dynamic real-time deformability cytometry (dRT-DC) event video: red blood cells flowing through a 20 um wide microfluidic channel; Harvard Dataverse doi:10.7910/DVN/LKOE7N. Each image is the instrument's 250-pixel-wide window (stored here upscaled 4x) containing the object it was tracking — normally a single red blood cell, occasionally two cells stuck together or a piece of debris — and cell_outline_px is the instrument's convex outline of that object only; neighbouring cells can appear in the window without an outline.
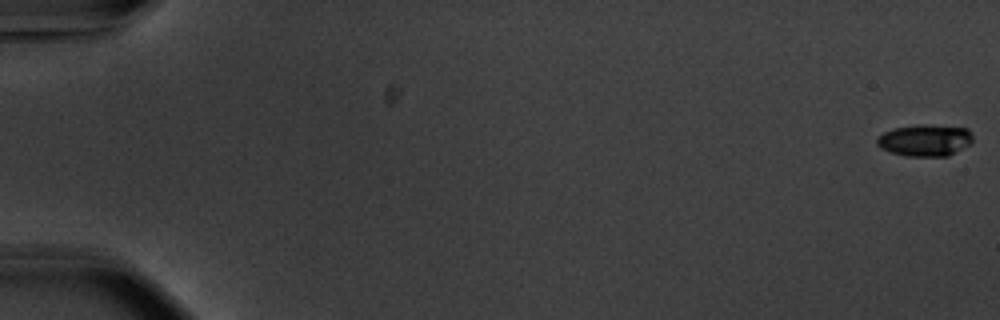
{"species": "common noctule bat (a hibernating species)", "species_latin": "Nyctalus noctula", "temperature_condition": "warm", "stored_images_in_passage": 56, "camera_frame_rate_fps": 3000, "um_per_image_px": 0.085, "animal": {"sex": "male", "body_mass_g": 20.1, "forearm_length_mm": 53.5}, "frame": {"image": 1, "passage_image": 1, "time_ms": 0.0, "image_size_px": [1000, 320], "cell_outline_px": [[972, 140], [968, 144], [948, 156], [908, 156], [892, 152], [880, 148], [876, 144], [876, 140], [884, 132], [892, 128], [920, 124], [924, 124], [968, 128], [972, 136]], "centroid_in_image_um": [78.6, 11.91], "position_along_channel_um": 6.4, "area_um2": 17.57}}
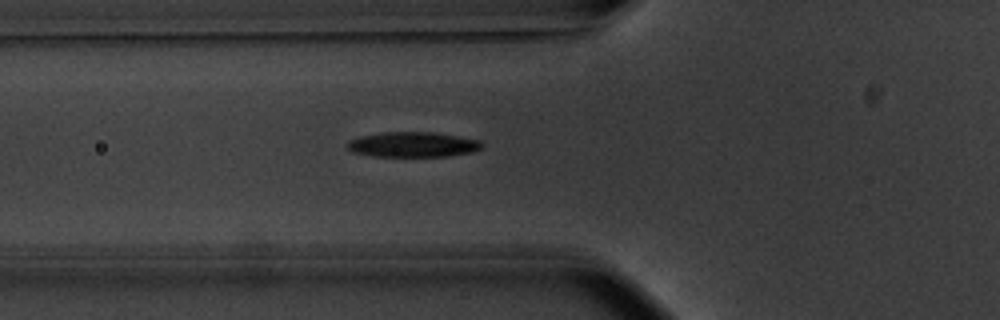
{"frame": {"image": 2, "passage_image": 22, "time_ms": 7.0, "image_size_px": [1000, 320], "cell_outline_px": [[484, 144], [480, 148], [472, 152], [448, 156], [376, 156], [352, 152], [348, 148], [348, 140], [360, 136], [380, 132], [432, 132], [480, 140]], "centroid_in_image_um": [35.08, 12.28], "position_along_channel_um": 90.7, "area_um2": 19.59}}
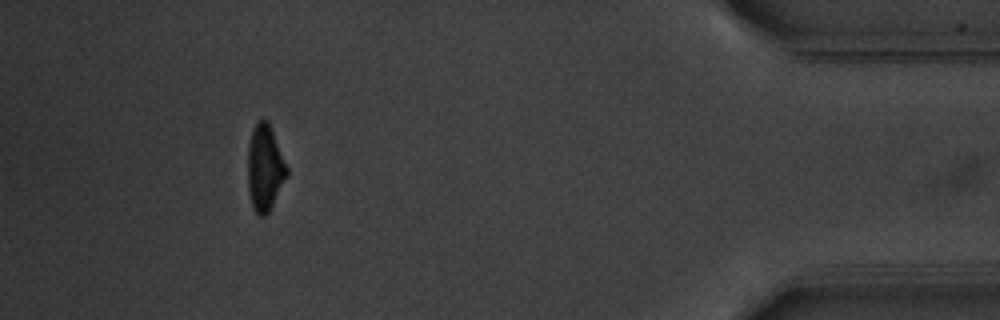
{"frame": {"image": 3, "passage_image": 52, "time_ms": 17.0, "image_size_px": [1000, 320], "cell_outline_px": [[288, 176], [268, 212], [264, 216], [260, 216], [256, 212], [252, 204], [248, 188], [248, 144], [252, 132], [256, 124], [260, 120], [268, 120], [288, 168]], "centroid_in_image_um": [22.52, 14.27], "position_along_channel_um": 412.7, "area_um2": 19.36}, "authors_computed_cell_mechanics": {"area_um2": 19.5942, "velocity_mm_per_s": 3.7292, "shape_relaxation_time_tau1_ms": 3.9154, "shape_relaxation_time_tau2_ms": 3.299, "deformation_change_tau1": 0.1814, "deformation_change_tau2": 0.1061}}